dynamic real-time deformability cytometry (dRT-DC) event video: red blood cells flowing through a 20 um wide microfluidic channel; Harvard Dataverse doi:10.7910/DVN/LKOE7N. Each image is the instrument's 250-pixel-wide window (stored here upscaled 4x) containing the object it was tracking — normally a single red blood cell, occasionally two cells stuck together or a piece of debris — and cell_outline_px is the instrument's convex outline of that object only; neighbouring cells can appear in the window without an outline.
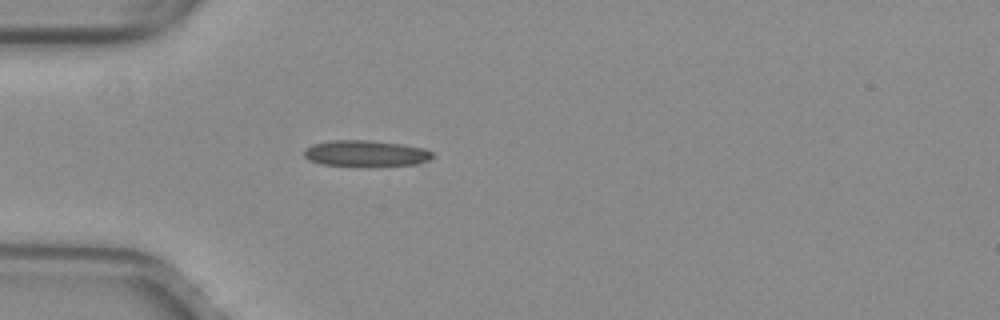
{"species": "common noctule bat (a hibernating species)", "species_latin": "Nyctalus noctula", "temperature_condition": "warm", "stored_images_in_passage": 34, "camera_frame_rate_fps": 3000, "um_per_image_px": 0.085, "animal": {"sex": "female", "body_mass_g": 29.2, "forearm_length_mm": 56.3}, "frame": {"image": 1, "passage_image": 1, "time_ms": 0.0, "image_size_px": [1000, 320], "cell_outline_px": [[432, 160], [416, 164], [368, 168], [360, 168], [324, 164], [308, 160], [304, 156], [304, 148], [312, 144], [328, 140], [368, 140], [404, 144], [424, 148], [432, 152]], "centroid_in_image_um": [31.09, 13.07], "position_along_channel_um": 53.9, "area_um2": 20.46}}
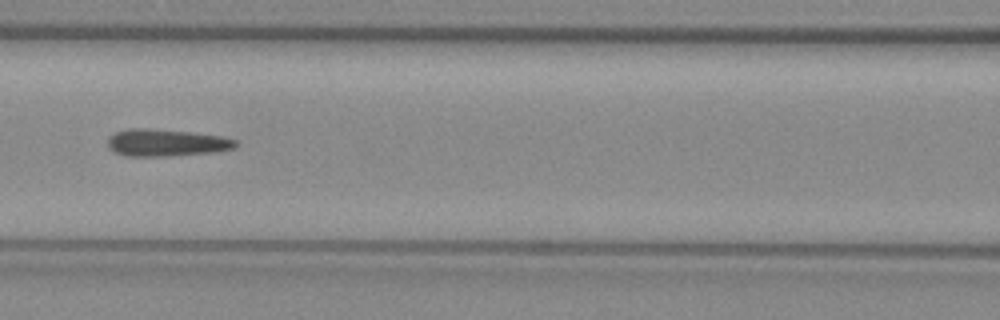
{"frame": {"image": 2, "passage_image": 9, "time_ms": 2.667, "image_size_px": [1000, 320], "cell_outline_px": [[236, 148], [220, 152], [168, 156], [128, 156], [112, 152], [108, 148], [108, 136], [116, 132], [132, 128], [148, 128], [188, 132], [220, 136], [236, 140]], "centroid_in_image_um": [14.12, 12.14], "position_along_channel_um": 152.5, "area_um2": 20.35}}
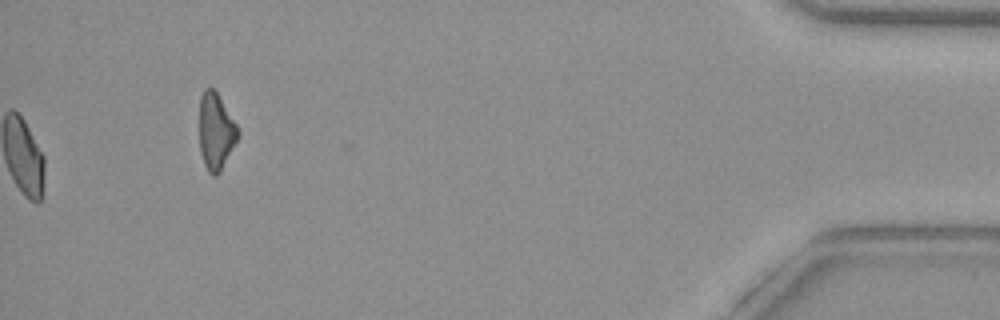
{"frame": {"image": 3, "passage_image": 34, "time_ms": 11.0, "image_size_px": [1000, 320], "cell_outline_px": [[240, 136], [220, 172], [216, 176], [212, 176], [208, 172], [204, 164], [200, 152], [200, 96], [204, 88], [212, 88], [216, 92], [236, 124], [240, 132]], "centroid_in_image_um": [18.35, 11.21], "position_along_channel_um": 416.8, "area_um2": 17.17}}